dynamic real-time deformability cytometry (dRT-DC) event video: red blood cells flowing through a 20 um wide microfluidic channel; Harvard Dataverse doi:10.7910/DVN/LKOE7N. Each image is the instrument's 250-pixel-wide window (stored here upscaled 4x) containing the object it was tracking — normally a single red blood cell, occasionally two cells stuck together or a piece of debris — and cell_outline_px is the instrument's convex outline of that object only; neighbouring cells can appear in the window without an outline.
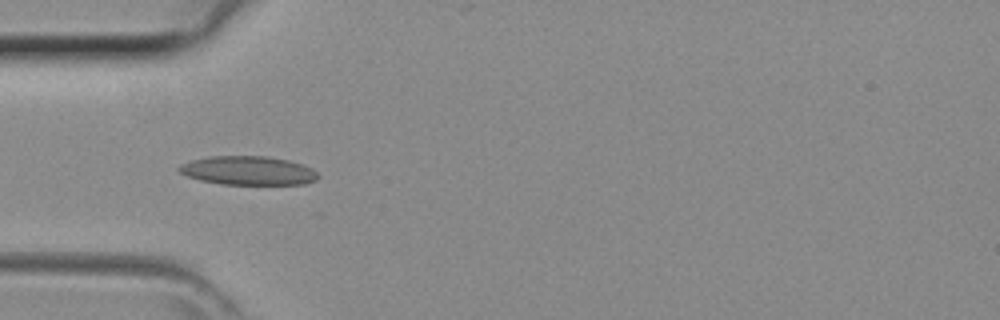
{"species": "common noctule bat (a hibernating species)", "species_latin": "Nyctalus noctula", "temperature_condition": "room temperature", "stored_images_in_passage": 13, "camera_frame_rate_fps": 3000, "um_per_image_px": 0.085, "animal": {"sex": "female", "body_mass_g": 29.2, "forearm_length_mm": 56.3}, "frame": {"image": 1, "passage_image": 4, "time_ms": 1.0, "image_size_px": [1000, 320], "cell_outline_px": [[320, 176], [316, 180], [304, 184], [220, 184], [200, 180], [188, 176], [180, 172], [176, 168], [180, 164], [192, 160], [208, 156], [268, 156], [288, 160], [304, 164], [312, 168]], "centroid_in_image_um": [21.1, 14.49], "position_along_channel_um": 63.9, "area_um2": 23.47}}
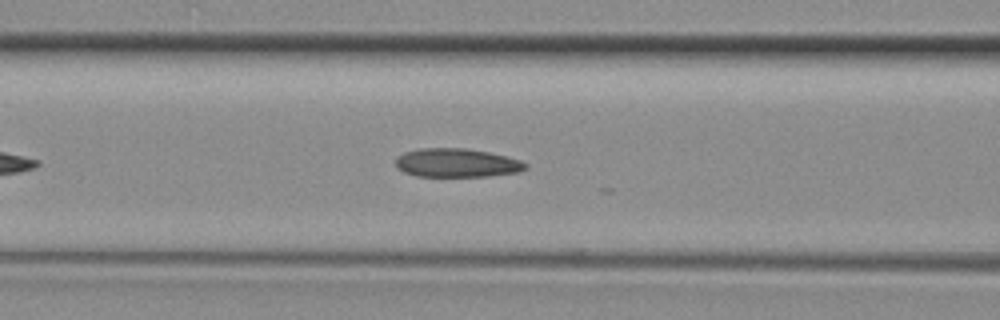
{"frame": {"image": 2, "passage_image": 8, "time_ms": 2.333, "image_size_px": [1000, 320], "cell_outline_px": [[528, 168], [520, 172], [488, 176], [416, 176], [404, 172], [396, 168], [396, 156], [404, 152], [420, 148], [464, 148], [488, 152], [520, 160], [528, 164]], "centroid_in_image_um": [38.81, 13.84], "position_along_channel_um": 127.8, "area_um2": 21.79}}
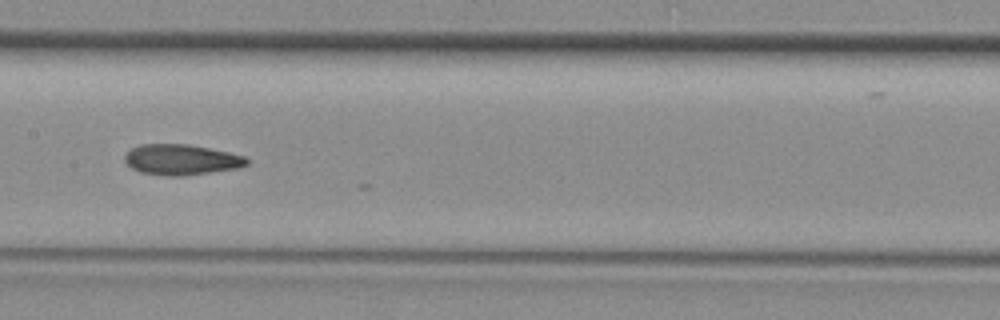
{"frame": {"image": 3, "passage_image": 12, "time_ms": 3.667, "image_size_px": [1000, 320], "cell_outline_px": [[248, 164], [240, 168], [184, 176], [168, 176], [140, 172], [132, 168], [124, 160], [124, 156], [132, 148], [140, 144], [188, 144], [228, 152], [244, 156], [248, 160]], "centroid_in_image_um": [15.42, 13.58], "position_along_channel_um": 192.0, "area_um2": 21.73}}